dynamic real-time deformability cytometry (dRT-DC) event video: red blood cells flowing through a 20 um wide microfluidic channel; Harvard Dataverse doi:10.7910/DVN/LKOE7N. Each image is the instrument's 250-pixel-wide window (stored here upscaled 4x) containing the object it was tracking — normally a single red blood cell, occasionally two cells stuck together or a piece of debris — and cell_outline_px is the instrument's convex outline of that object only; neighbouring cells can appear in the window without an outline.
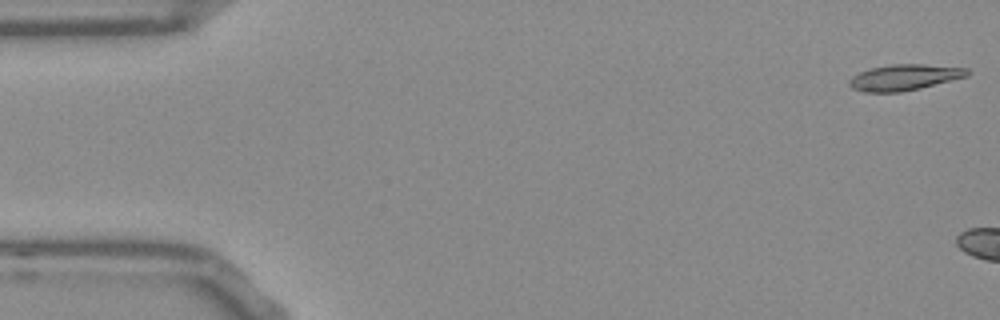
{"species": "Egyptian fruit bat (a non-hibernating species)", "species_latin": "Rousettus aegyptiacus", "temperature_condition": "room temperature", "stored_images_in_passage": 5, "camera_frame_rate_fps": 3000, "um_per_image_px": 0.085, "frame": {"image": 1, "passage_image": 1, "time_ms": 0.0, "image_size_px": [1000, 320], "cell_outline_px": [[968, 76], [920, 88], [900, 92], [864, 92], [852, 88], [848, 84], [848, 80], [852, 76], [868, 68], [892, 64], [924, 64], [968, 68]], "centroid_in_image_um": [76.83, 6.57], "position_along_channel_um": 8.2, "area_um2": 17.86}}